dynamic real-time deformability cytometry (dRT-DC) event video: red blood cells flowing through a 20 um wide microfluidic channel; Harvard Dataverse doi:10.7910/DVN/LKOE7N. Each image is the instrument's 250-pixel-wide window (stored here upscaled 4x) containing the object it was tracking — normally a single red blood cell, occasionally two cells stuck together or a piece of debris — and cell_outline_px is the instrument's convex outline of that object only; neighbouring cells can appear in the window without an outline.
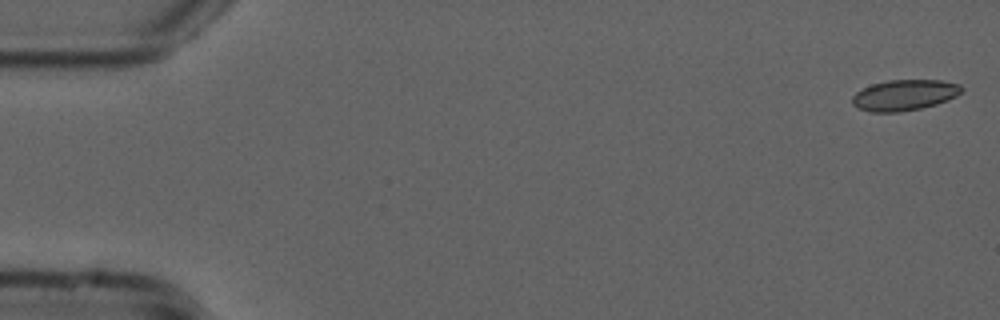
{"species": "common noctule bat (a hibernating species)", "species_latin": "Nyctalus noctula", "temperature_condition": "cold", "stored_images_in_passage": 54, "camera_frame_rate_fps": 3000, "um_per_image_px": 0.085, "animal": {"sex": "male", "forearm_length_mm": 52.5}, "frame": {"image": 1, "passage_image": 1, "time_ms": 0.0, "image_size_px": [1000, 320], "cell_outline_px": [[964, 88], [956, 96], [948, 100], [936, 104], [920, 108], [900, 112], [868, 112], [856, 108], [852, 104], [852, 96], [856, 92], [872, 84], [888, 80], [940, 80], [960, 84]], "centroid_in_image_um": [76.85, 8.09], "position_along_channel_um": 8.1, "area_um2": 19.71}}
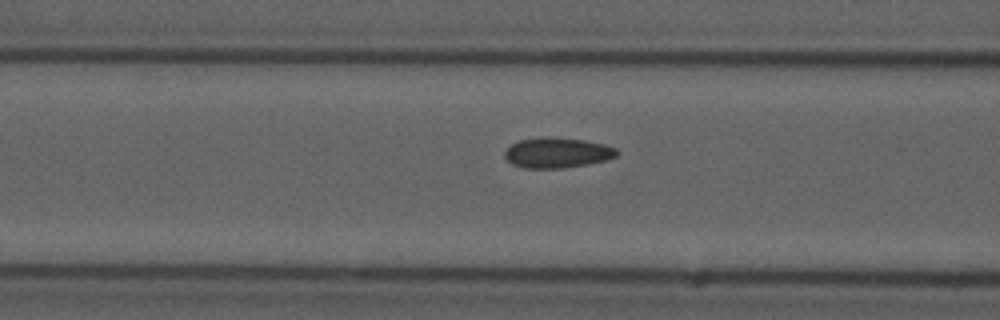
{"frame": {"image": 2, "passage_image": 21, "time_ms": 6.667, "image_size_px": [1000, 320], "cell_outline_px": [[620, 152], [616, 156], [604, 160], [564, 168], [524, 168], [512, 164], [504, 156], [504, 152], [512, 144], [520, 140], [548, 136], [584, 140], [604, 144], [616, 148]], "centroid_in_image_um": [47.35, 12.97], "position_along_channel_um": 119.2, "area_um2": 19.65}}
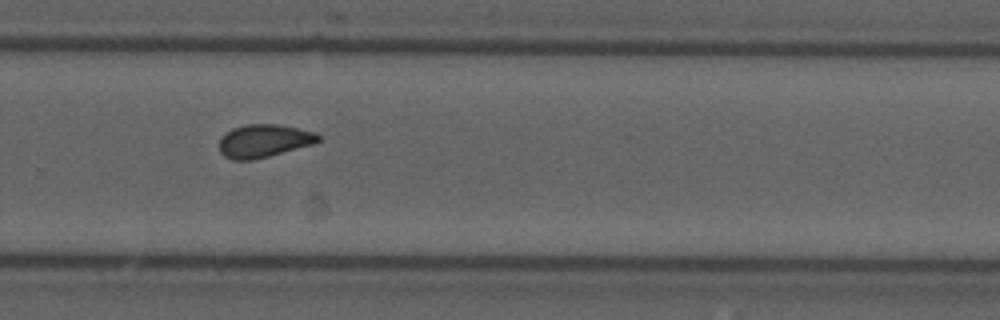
{"frame": {"image": 3, "passage_image": 36, "time_ms": 11.667, "image_size_px": [1000, 320], "cell_outline_px": [[320, 140], [312, 144], [268, 156], [252, 160], [232, 160], [224, 156], [220, 152], [220, 140], [232, 128], [248, 124], [276, 124], [296, 128], [312, 132], [320, 136]], "centroid_in_image_um": [22.4, 11.98], "position_along_channel_um": 307.4, "area_um2": 18.61}}